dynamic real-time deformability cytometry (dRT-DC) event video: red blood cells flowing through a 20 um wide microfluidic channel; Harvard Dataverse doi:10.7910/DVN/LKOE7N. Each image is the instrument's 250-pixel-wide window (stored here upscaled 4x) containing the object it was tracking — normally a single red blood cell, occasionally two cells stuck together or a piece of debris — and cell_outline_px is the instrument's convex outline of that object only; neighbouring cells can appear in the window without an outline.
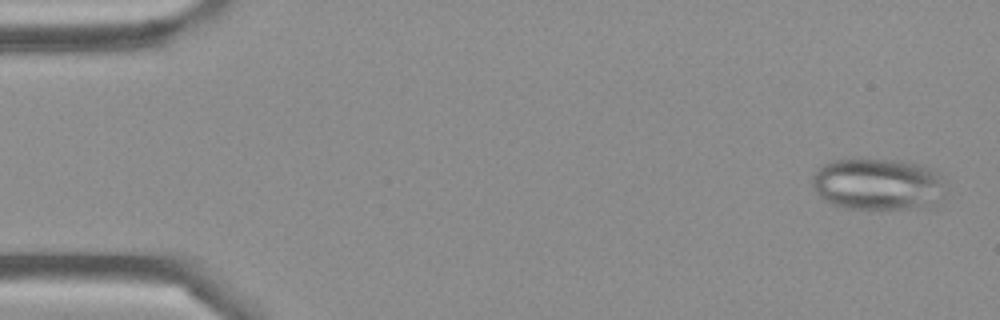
{"species": "Egyptian fruit bat (a non-hibernating species)", "species_latin": "Rousettus aegyptiacus", "temperature_condition": "cold", "stored_images_in_passage": 47, "camera_frame_rate_fps": 3000, "um_per_image_px": 0.085, "frame": {"image": 1, "passage_image": 2, "time_ms": 0.333, "image_size_px": [1000, 320], "cell_outline_px": [[944, 196], [936, 208], [840, 208], [824, 200], [816, 192], [812, 184], [812, 176], [824, 164], [832, 160], [860, 156], [900, 160], [920, 164], [928, 168], [940, 176], [944, 180]], "centroid_in_image_um": [74.64, 15.63], "position_along_channel_um": 10.4, "area_um2": 41.5}}
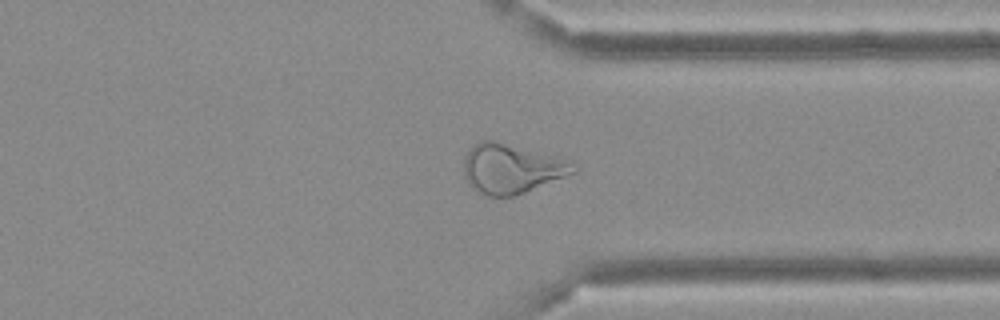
{"frame": {"image": 2, "passage_image": 36, "time_ms": 11.667, "image_size_px": [1000, 320], "cell_outline_px": [[576, 172], [524, 192], [512, 196], [488, 196], [476, 192], [472, 188], [464, 176], [464, 156], [480, 140], [496, 140], [560, 156], [572, 160]], "centroid_in_image_um": [43.48, 14.31], "position_along_channel_um": 367.9, "area_um2": 31.79}}
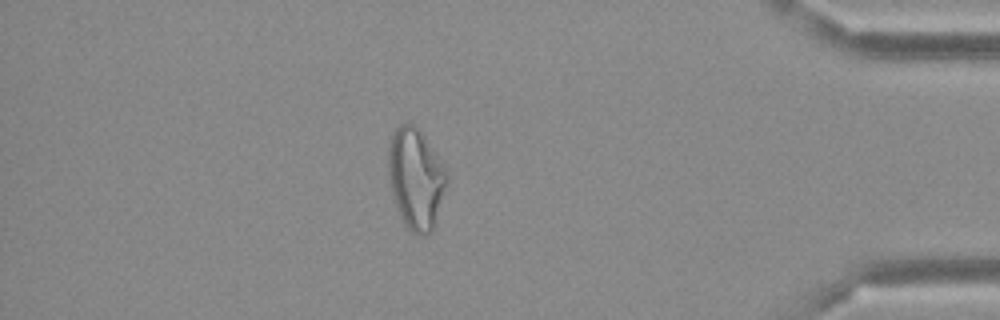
{"frame": {"image": 3, "passage_image": 41, "time_ms": 13.333, "image_size_px": [1000, 320], "cell_outline_px": [[448, 184], [432, 232], [424, 236], [420, 236], [412, 232], [404, 224], [396, 204], [392, 192], [388, 176], [388, 148], [392, 136], [396, 128], [400, 124], [408, 120], [424, 136], [448, 168]], "centroid_in_image_um": [35.38, 15.18], "position_along_channel_um": 399.8, "area_um2": 34.74}}